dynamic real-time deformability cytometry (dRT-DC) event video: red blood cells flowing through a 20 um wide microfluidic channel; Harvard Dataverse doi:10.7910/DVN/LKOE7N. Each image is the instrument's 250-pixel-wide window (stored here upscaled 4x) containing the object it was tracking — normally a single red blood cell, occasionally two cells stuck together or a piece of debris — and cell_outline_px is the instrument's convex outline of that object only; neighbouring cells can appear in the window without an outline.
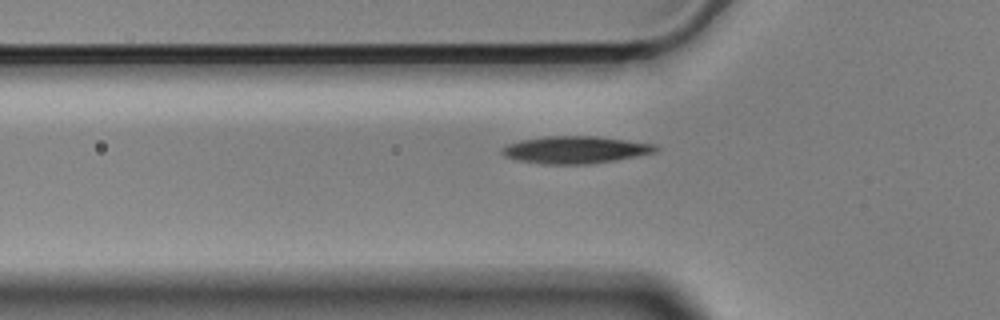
{"species": "Egyptian fruit bat (a non-hibernating species)", "species_latin": "Rousettus aegyptiacus", "temperature_condition": "cold", "stored_images_in_passage": 42, "camera_frame_rate_fps": 3000, "um_per_image_px": 0.085, "animal": {"sex": "male"}, "frame": {"image": 1, "passage_image": 4, "time_ms": 1.0, "image_size_px": [1000, 320], "cell_outline_px": [[660, 148], [656, 152], [612, 160], [584, 164], [544, 164], [520, 160], [504, 156], [500, 152], [500, 148], [508, 144], [520, 140], [544, 136], [596, 136], [656, 144]], "centroid_in_image_um": [48.87, 12.72], "position_along_channel_um": 76.9, "area_um2": 24.22}}
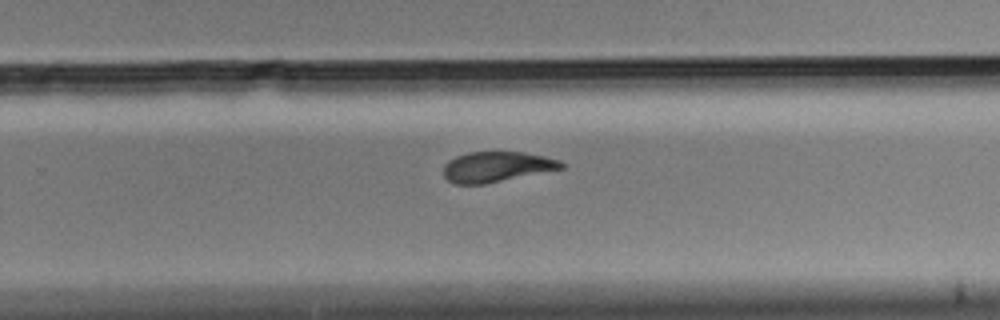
{"frame": {"image": 2, "passage_image": 22, "time_ms": 7.0, "image_size_px": [1000, 320], "cell_outline_px": [[564, 168], [484, 184], [456, 184], [448, 180], [444, 176], [444, 164], [456, 156], [468, 152], [524, 152], [544, 156], [560, 160], [564, 164]], "centroid_in_image_um": [42.21, 14.17], "position_along_channel_um": 287.6, "area_um2": 20.69}}
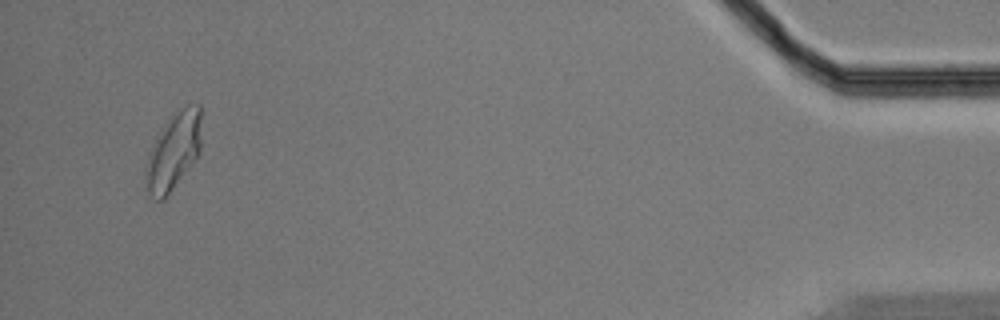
{"frame": {"image": 3, "passage_image": 40, "time_ms": 13.0, "image_size_px": [1000, 320], "cell_outline_px": [[200, 152], [168, 196], [164, 200], [152, 200], [148, 192], [148, 156], [152, 144], [156, 136], [172, 112], [188, 104], [200, 104]], "centroid_in_image_um": [14.77, 12.82], "position_along_channel_um": 420.4, "area_um2": 24.74}}